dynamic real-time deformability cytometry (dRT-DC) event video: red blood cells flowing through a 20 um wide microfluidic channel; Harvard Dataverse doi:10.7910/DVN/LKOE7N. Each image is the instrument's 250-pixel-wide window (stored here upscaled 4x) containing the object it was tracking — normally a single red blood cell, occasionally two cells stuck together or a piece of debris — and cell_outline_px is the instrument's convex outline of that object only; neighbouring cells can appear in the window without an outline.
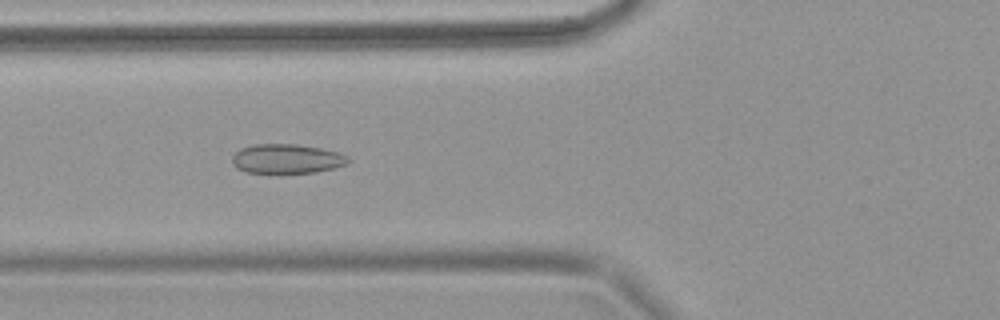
{"species": "common noctule bat (a hibernating species)", "species_latin": "Nyctalus noctula", "temperature_condition": "warm", "stored_images_in_passage": 64, "camera_frame_rate_fps": 3000, "um_per_image_px": 0.085, "animal": {"sex": "female", "body_mass_g": 18.4}, "frame": {"image": 1, "passage_image": 25, "time_ms": 8.0, "image_size_px": [1000, 320], "cell_outline_px": [[352, 160], [348, 164], [316, 172], [248, 172], [236, 168], [232, 164], [232, 156], [240, 148], [252, 144], [296, 144], [320, 148], [340, 152], [348, 156]], "centroid_in_image_um": [24.39, 13.48], "position_along_channel_um": 101.4, "area_um2": 19.88}}
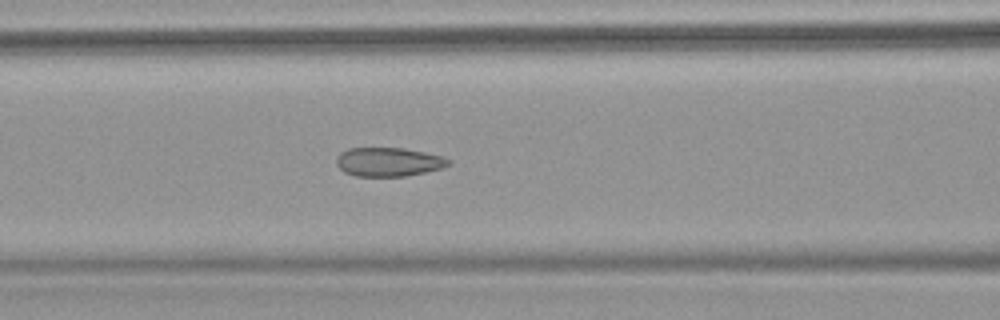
{"frame": {"image": 2, "passage_image": 28, "time_ms": 9.0, "image_size_px": [1000, 320], "cell_outline_px": [[452, 160], [448, 164], [440, 168], [424, 172], [404, 176], [356, 176], [344, 172], [336, 164], [336, 156], [340, 152], [348, 148], [404, 148], [444, 156]], "centroid_in_image_um": [32.99, 13.75], "position_along_channel_um": 133.6, "area_um2": 18.84}}
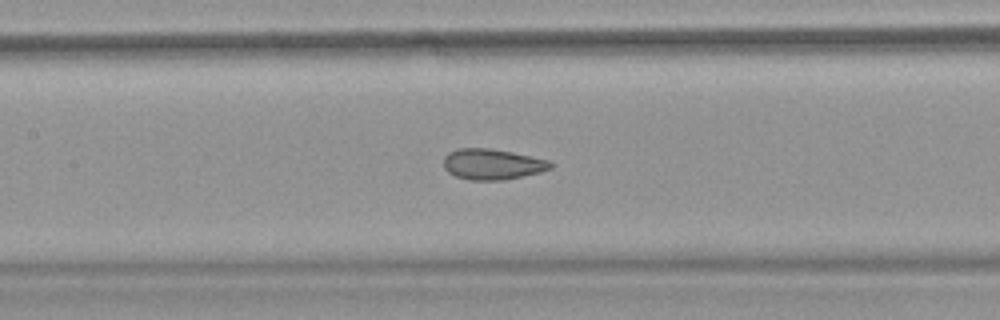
{"frame": {"image": 3, "passage_image": 31, "time_ms": 10.0, "image_size_px": [1000, 320], "cell_outline_px": [[556, 164], [552, 168], [540, 172], [504, 180], [468, 180], [456, 176], [448, 172], [444, 168], [444, 156], [448, 152], [456, 148], [488, 148], [512, 152], [548, 160]], "centroid_in_image_um": [41.84, 13.95], "position_along_channel_um": 165.6, "area_um2": 19.25}}